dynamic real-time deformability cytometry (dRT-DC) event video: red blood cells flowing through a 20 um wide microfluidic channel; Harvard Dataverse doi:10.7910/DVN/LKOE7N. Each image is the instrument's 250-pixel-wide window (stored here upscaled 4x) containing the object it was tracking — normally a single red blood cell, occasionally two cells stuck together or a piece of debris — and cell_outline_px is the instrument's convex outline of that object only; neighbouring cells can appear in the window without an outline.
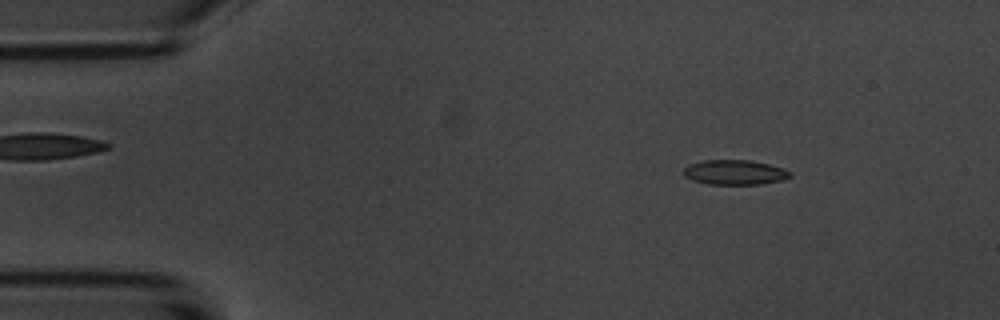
{"species": "common noctule bat (a hibernating species)", "species_latin": "Nyctalus noctula", "temperature_condition": "room temperature", "stored_images_in_passage": 5, "camera_frame_rate_fps": 3000, "um_per_image_px": 0.085, "animal": {"sex": "male", "body_mass_g": 20.1, "forearm_length_mm": 53.5}, "frame": {"image": 1, "passage_image": 2, "time_ms": 1.0, "image_size_px": [1000, 320], "cell_outline_px": [[792, 176], [784, 180], [760, 184], [708, 184], [692, 180], [684, 176], [684, 168], [688, 164], [704, 160], [752, 160], [784, 168], [792, 172]], "centroid_in_image_um": [62.48, 14.64], "position_along_channel_um": 22.5, "area_um2": 15.55}}
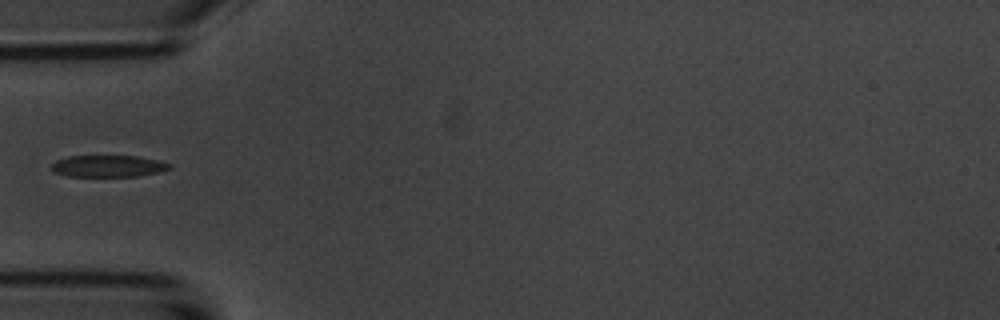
{"frame": {"image": 2, "passage_image": 5, "time_ms": 4.333, "image_size_px": [1000, 320], "cell_outline_px": [[172, 168], [160, 172], [136, 176], [68, 176], [52, 172], [52, 164], [56, 160], [68, 156], [136, 156], [160, 160], [172, 164]], "centroid_in_image_um": [9.22, 14.11], "position_along_channel_um": 75.8, "area_um2": 15.03}}